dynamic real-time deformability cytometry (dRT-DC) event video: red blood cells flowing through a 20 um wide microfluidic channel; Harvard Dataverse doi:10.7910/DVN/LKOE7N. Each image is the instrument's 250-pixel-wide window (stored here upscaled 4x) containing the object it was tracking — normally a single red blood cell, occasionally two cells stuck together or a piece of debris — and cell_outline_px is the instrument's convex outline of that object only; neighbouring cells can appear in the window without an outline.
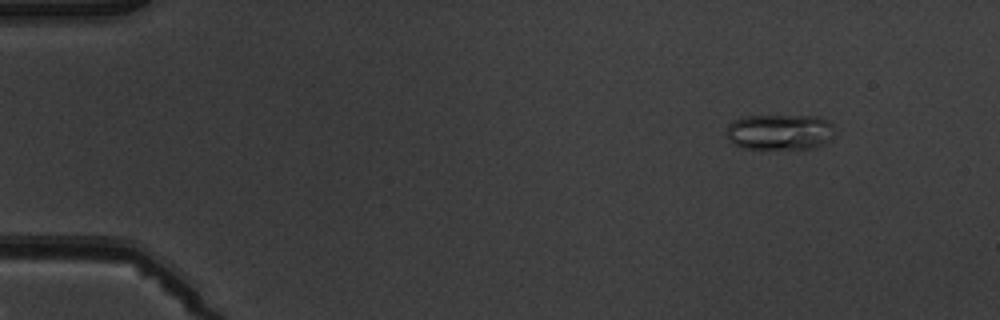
{"species": "common noctule bat (a hibernating species)", "species_latin": "Nyctalus noctula", "temperature_condition": "warm", "stored_images_in_passage": 5, "camera_frame_rate_fps": 3000, "um_per_image_px": 0.085, "animal": {"sex": "male", "body_mass_g": 19.5, "forearm_length_mm": 54.6}, "frame": {"image": 1, "passage_image": 1, "time_ms": 0.0, "image_size_px": [1000, 320], "cell_outline_px": [[836, 132], [828, 140], [812, 148], [744, 148], [736, 144], [724, 132], [728, 124], [732, 120], [744, 116], [820, 116], [828, 120], [832, 124]], "centroid_in_image_um": [66.28, 11.19], "position_along_channel_um": 18.7, "area_um2": 22.43}}